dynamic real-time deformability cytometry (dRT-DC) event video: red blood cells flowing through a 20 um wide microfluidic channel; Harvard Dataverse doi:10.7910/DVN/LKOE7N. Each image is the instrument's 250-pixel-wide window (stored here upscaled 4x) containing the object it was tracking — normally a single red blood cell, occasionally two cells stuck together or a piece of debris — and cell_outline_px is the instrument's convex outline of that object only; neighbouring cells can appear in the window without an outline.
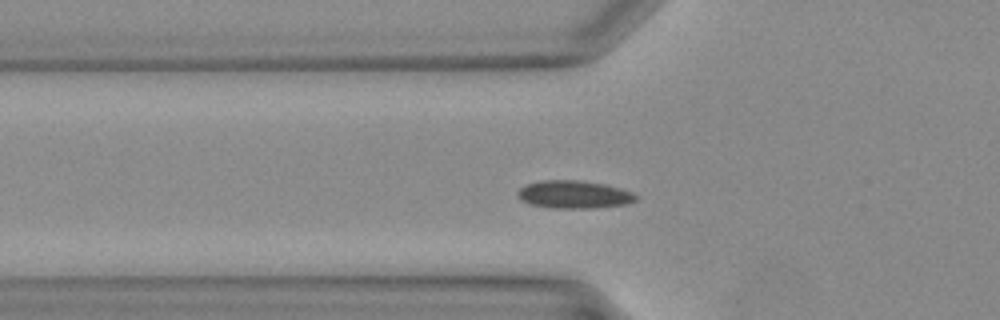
{"species": "Egyptian fruit bat (a non-hibernating species)", "species_latin": "Rousettus aegyptiacus", "temperature_condition": "warm", "stored_images_in_passage": 36, "segment_of_instrument_passage": [1, 2], "camera_frame_rate_fps": 3000, "um_per_image_px": 0.085, "animal": {"sex": "female"}, "frame": {"image": 1, "passage_image": 10, "time_ms": 3.0, "image_size_px": [1000, 320], "cell_outline_px": [[636, 200], [624, 204], [592, 208], [556, 208], [532, 204], [520, 200], [516, 192], [520, 188], [528, 184], [544, 180], [580, 180], [604, 184], [620, 188], [632, 192], [636, 196]], "centroid_in_image_um": [48.77, 16.52], "position_along_channel_um": 77.0, "area_um2": 18.9}}
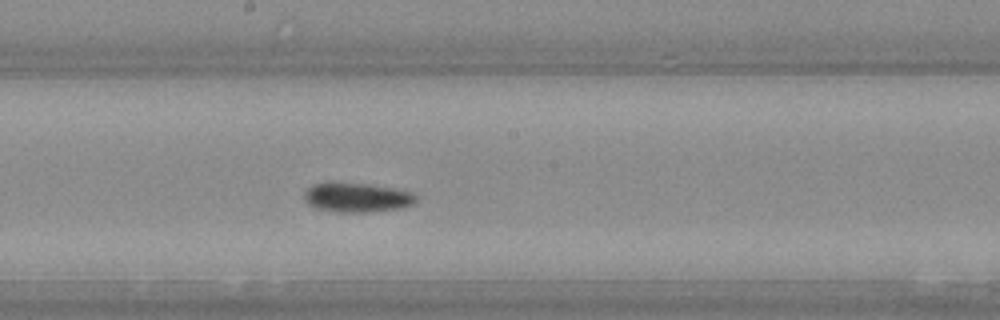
{"frame": {"image": 2, "passage_image": 18, "time_ms": 5.667, "image_size_px": [1000, 320], "cell_outline_px": [[416, 200], [412, 204], [400, 208], [368, 212], [340, 212], [316, 208], [308, 204], [304, 200], [304, 192], [312, 184], [368, 184], [392, 188], [412, 192], [416, 196]], "centroid_in_image_um": [30.34, 16.8], "position_along_channel_um": 217.9, "area_um2": 18.67}}
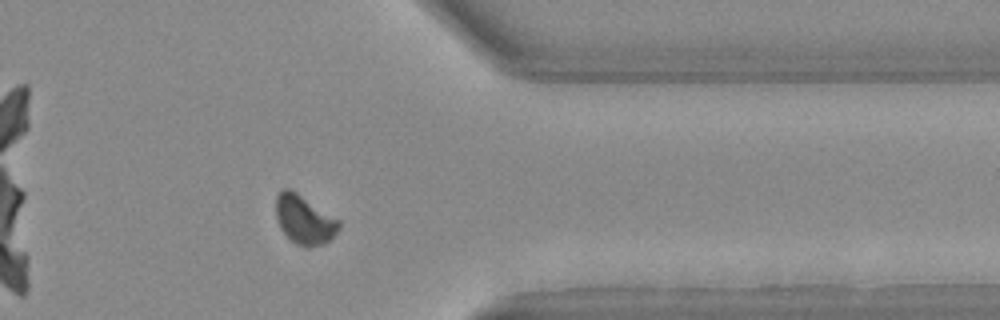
{"frame": {"image": 3, "passage_image": 28, "time_ms": 9.0, "image_size_px": [1000, 320], "cell_outline_px": [[340, 228], [324, 244], [308, 248], [304, 248], [296, 244], [280, 228], [276, 216], [276, 196], [284, 188], [288, 188], [296, 192], [340, 220]], "centroid_in_image_um": [25.87, 18.69], "position_along_channel_um": 385.5, "area_um2": 17.8}}